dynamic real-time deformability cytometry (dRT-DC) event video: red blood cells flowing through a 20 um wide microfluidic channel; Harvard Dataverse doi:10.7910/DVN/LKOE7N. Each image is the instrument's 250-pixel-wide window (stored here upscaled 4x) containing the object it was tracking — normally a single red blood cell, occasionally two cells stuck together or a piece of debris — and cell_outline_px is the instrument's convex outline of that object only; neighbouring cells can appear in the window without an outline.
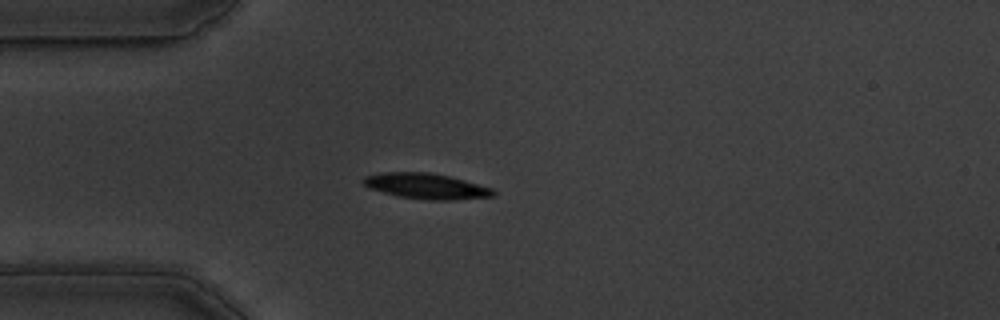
{"species": "common noctule bat (a hibernating species)", "species_latin": "Nyctalus noctula", "temperature_condition": "warm", "stored_images_in_passage": 41, "camera_frame_rate_fps": 3000, "um_per_image_px": 0.085, "animal": {"sex": "male", "body_mass_g": 19.5, "forearm_length_mm": 54.6}, "frame": {"image": 1, "passage_image": 1, "time_ms": 0.0, "image_size_px": [1000, 320], "cell_outline_px": [[496, 196], [452, 200], [428, 200], [396, 196], [368, 188], [360, 180], [364, 176], [380, 172], [428, 172], [448, 176], [464, 180], [492, 188], [496, 192]], "centroid_in_image_um": [36.19, 15.82], "position_along_channel_um": 48.8, "area_um2": 19.54}}
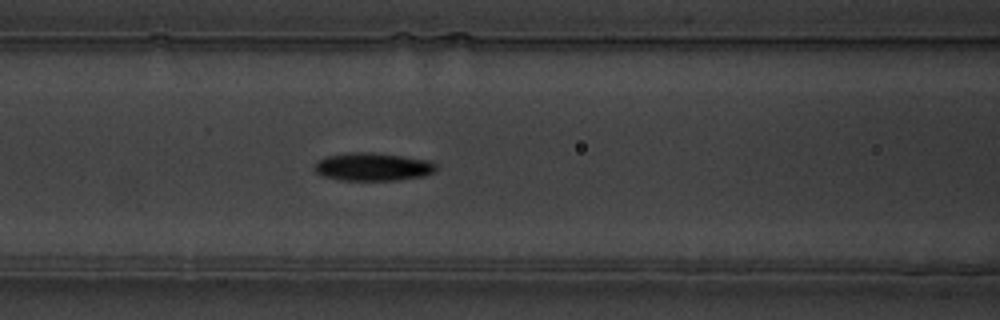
{"frame": {"image": 2, "passage_image": 9, "time_ms": 2.667, "image_size_px": [1000, 320], "cell_outline_px": [[436, 168], [432, 172], [424, 176], [400, 180], [340, 180], [324, 176], [316, 172], [312, 168], [316, 160], [328, 156], [348, 152], [372, 152], [404, 156], [428, 160], [436, 164]], "centroid_in_image_um": [31.65, 14.17], "position_along_channel_um": 134.9, "area_um2": 20.0}}
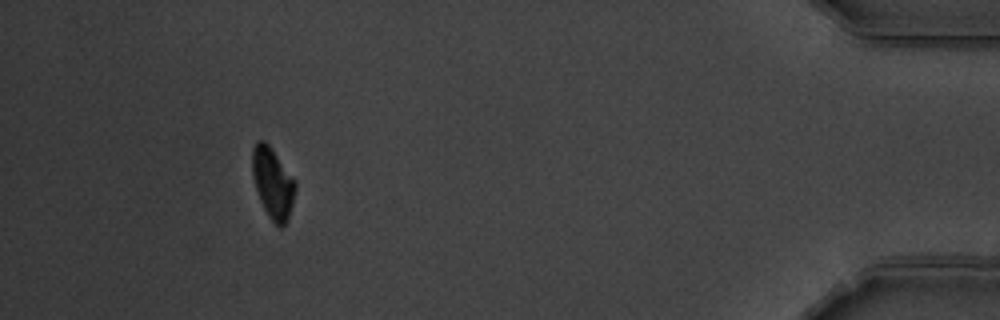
{"frame": {"image": 3, "passage_image": 37, "time_ms": 12.0, "image_size_px": [1000, 320], "cell_outline_px": [[296, 188], [288, 220], [280, 228], [268, 216], [260, 200], [252, 176], [252, 148], [256, 140], [264, 140], [272, 148], [296, 180]], "centroid_in_image_um": [23.18, 15.52], "position_along_channel_um": 412.0, "area_um2": 17.86}, "authors_computed_cell_mechanics": {"area_um2": 18.9006, "velocity_mm_per_s": 3.6442, "shape_relaxation_time_tau1_ms": 2.7314, "shape_relaxation_time_tau2_ms": 8.9806, "deformation_change_tau1": 0.1466, "deformation_change_tau2": 0.0824}}